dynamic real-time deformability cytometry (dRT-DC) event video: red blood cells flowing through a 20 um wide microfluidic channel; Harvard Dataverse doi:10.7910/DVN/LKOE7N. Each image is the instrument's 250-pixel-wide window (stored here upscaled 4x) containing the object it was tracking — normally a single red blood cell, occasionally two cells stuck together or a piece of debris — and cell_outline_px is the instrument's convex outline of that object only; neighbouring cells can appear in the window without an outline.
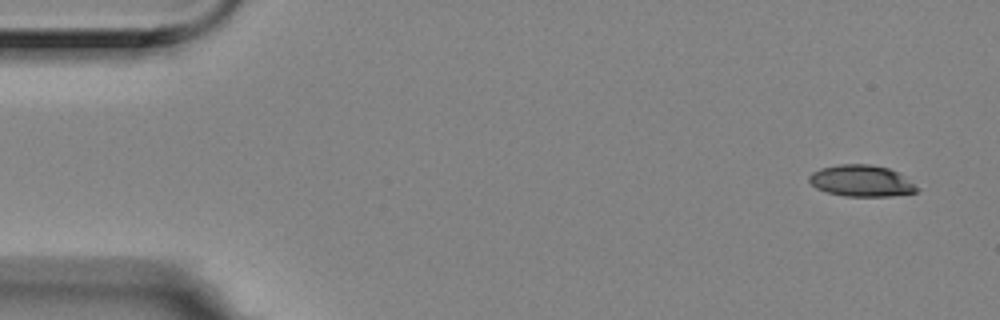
{"species": "Egyptian fruit bat (a non-hibernating species)", "species_latin": "Rousettus aegyptiacus", "temperature_condition": "room temperature", "stored_images_in_passage": 5, "camera_frame_rate_fps": 3000, "um_per_image_px": 0.085, "animal": {"sex": "female"}, "frame": {"image": 1, "passage_image": 1, "time_ms": 0.0, "image_size_px": [1000, 320], "cell_outline_px": [[920, 188], [916, 192], [892, 196], [844, 196], [828, 192], [816, 188], [808, 180], [808, 176], [812, 172], [820, 168], [840, 164], [868, 164], [888, 168], [896, 172]], "centroid_in_image_um": [73.19, 15.37], "position_along_channel_um": 11.8, "area_um2": 19.59}}
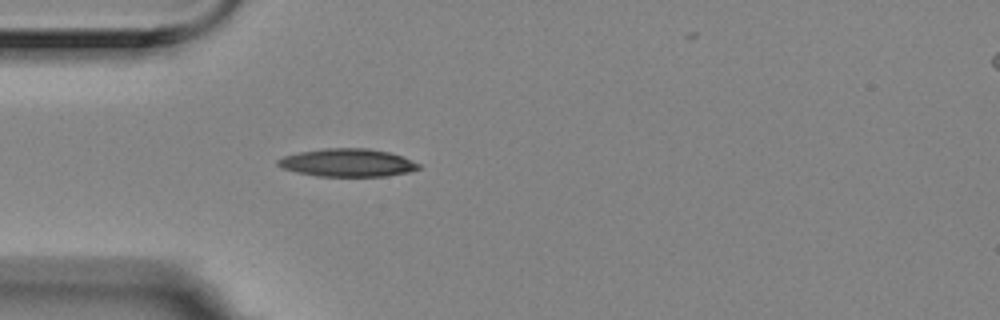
{"frame": {"image": 2, "passage_image": 4, "time_ms": 1.0, "image_size_px": [1000, 320], "cell_outline_px": [[420, 168], [408, 172], [384, 176], [316, 176], [296, 172], [280, 168], [276, 164], [276, 160], [284, 156], [300, 152], [324, 148], [368, 148], [388, 152], [400, 156], [420, 164]], "centroid_in_image_um": [29.48, 13.83], "position_along_channel_um": 55.5, "area_um2": 22.83}}